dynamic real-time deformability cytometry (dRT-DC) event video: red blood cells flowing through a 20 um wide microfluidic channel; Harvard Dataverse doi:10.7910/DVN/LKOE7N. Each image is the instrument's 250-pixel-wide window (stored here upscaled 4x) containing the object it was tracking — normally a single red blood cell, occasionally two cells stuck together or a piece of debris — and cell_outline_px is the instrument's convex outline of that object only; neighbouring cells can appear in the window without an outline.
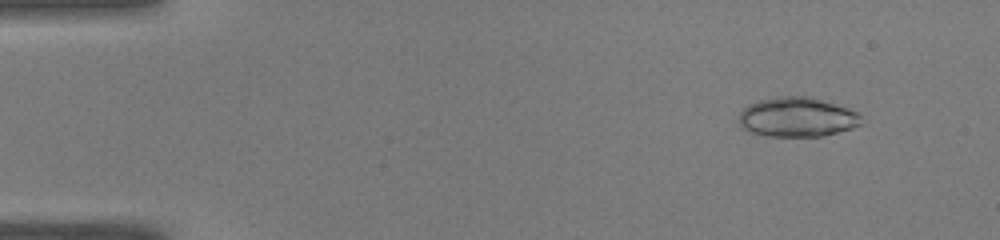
{"species": "common noctule bat (a hibernating species)", "species_latin": "Nyctalus noctula", "temperature_condition": "warm", "stored_images_in_passage": 48, "camera_frame_rate_fps": 3000, "um_per_image_px": 0.085, "animal": {"sex": "male", "body_mass_g": 19.0, "forearm_length_mm": 50.8}, "frame": {"image": 1, "passage_image": 4, "time_ms": 1.0, "image_size_px": [1000, 240], "cell_outline_px": [[864, 124], [852, 128], [820, 136], [768, 136], [752, 132], [744, 128], [740, 124], [740, 112], [748, 104], [760, 100], [776, 96], [812, 96], [860, 112]], "centroid_in_image_um": [67.81, 9.94], "position_along_channel_um": 17.2, "area_um2": 28.32}}
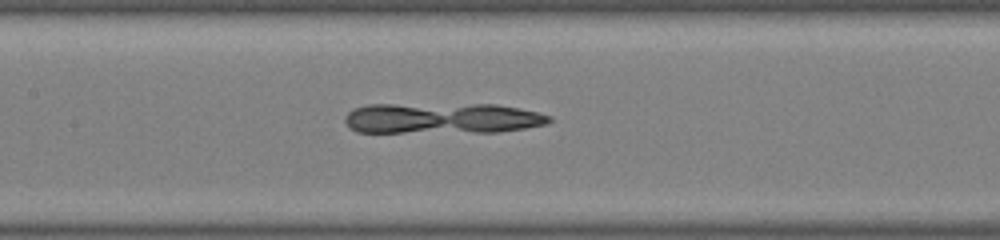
{"frame": {"image": 2, "passage_image": 23, "time_ms": 7.333, "image_size_px": [1000, 240], "cell_outline_px": [[552, 120], [548, 124], [528, 128], [500, 132], [356, 132], [348, 128], [344, 120], [344, 116], [352, 108], [368, 104], [496, 104], [520, 108], [552, 116]], "centroid_in_image_um": [37.57, 10.05], "position_along_channel_um": 169.8, "area_um2": 37.28}}
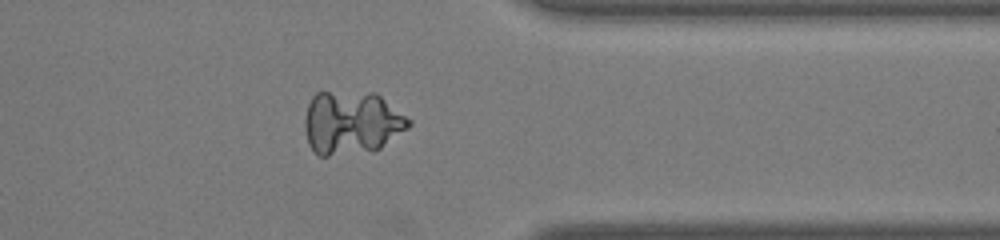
{"frame": {"image": 3, "passage_image": 39, "time_ms": 12.667, "image_size_px": [1000, 240], "cell_outline_px": [[412, 124], [408, 128], [380, 148], [372, 152], [328, 156], [320, 156], [308, 144], [304, 128], [304, 120], [308, 104], [312, 96], [316, 92], [376, 92], [412, 120]], "centroid_in_image_um": [29.89, 10.43], "position_along_channel_um": 381.5, "area_um2": 38.84}}